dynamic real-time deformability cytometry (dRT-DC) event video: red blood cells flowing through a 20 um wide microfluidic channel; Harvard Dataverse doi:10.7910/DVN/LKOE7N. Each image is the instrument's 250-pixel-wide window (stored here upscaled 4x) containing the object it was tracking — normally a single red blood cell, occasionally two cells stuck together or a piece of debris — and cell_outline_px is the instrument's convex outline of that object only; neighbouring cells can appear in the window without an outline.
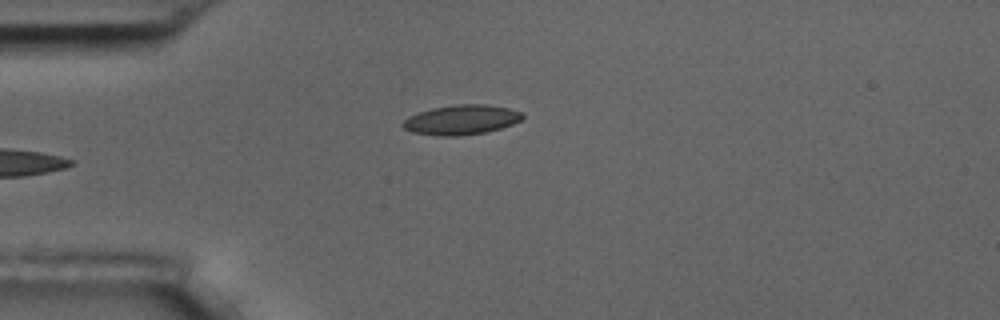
{"species": "common noctule bat (a hibernating species)", "species_latin": "Nyctalus noctula", "temperature_condition": "room temperature", "stored_images_in_passage": 6, "camera_frame_rate_fps": 3000, "um_per_image_px": 0.085, "animal": {"sex": "male", "body_mass_g": 17.5, "forearm_length_mm": 52.3}, "frame": {"image": 1, "passage_image": 6, "time_ms": 5.667, "image_size_px": [1000, 320], "cell_outline_px": [[524, 116], [520, 120], [512, 124], [500, 128], [484, 132], [460, 136], [436, 136], [412, 132], [404, 128], [400, 124], [408, 116], [432, 108], [456, 104], [484, 104], [508, 108], [524, 112]], "centroid_in_image_um": [39.2, 10.18], "position_along_channel_um": 45.8, "area_um2": 20.75}}